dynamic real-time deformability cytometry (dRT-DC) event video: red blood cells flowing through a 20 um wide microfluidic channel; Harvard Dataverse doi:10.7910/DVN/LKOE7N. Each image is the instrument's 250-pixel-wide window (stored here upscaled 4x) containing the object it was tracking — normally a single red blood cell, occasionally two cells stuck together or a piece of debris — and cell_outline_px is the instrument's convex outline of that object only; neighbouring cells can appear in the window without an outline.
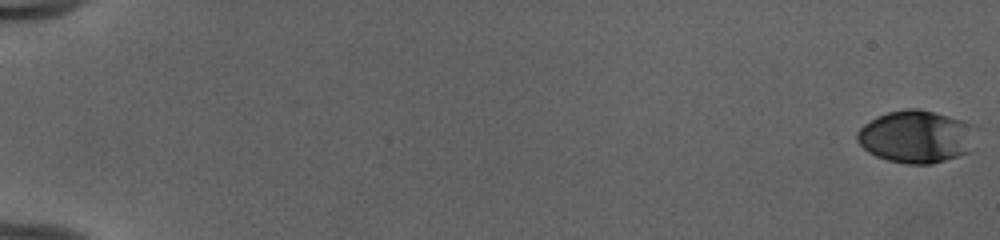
{"species": "human", "species_latin": "Homo sapiens", "temperature_condition": "cold", "stored_images_in_passage": 54, "camera_frame_rate_fps": 3000, "um_per_image_px": 0.085, "donor": {"sex": "female"}, "frame": {"image": 1, "passage_image": 1, "time_ms": 0.0, "image_size_px": [1000, 240], "cell_outline_px": [[976, 128], [972, 152], [932, 164], [908, 164], [888, 160], [876, 156], [868, 152], [856, 140], [856, 132], [864, 124], [876, 116], [888, 112], [908, 108], [920, 108], [948, 116], [972, 124]], "centroid_in_image_um": [77.9, 11.62], "position_along_channel_um": 7.1, "area_um2": 36.76}}
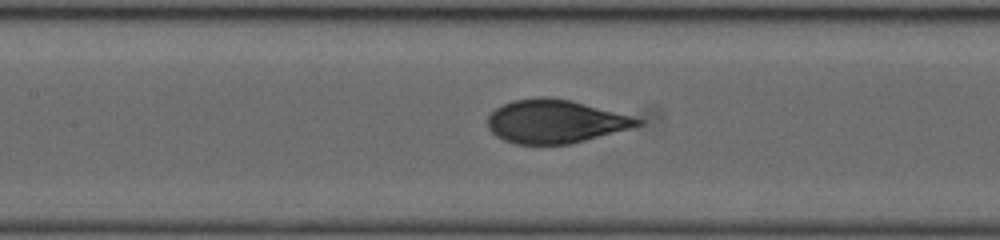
{"frame": {"image": 2, "passage_image": 28, "time_ms": 9.0, "image_size_px": [1000, 240], "cell_outline_px": [[644, 120], [640, 124], [628, 128], [584, 140], [568, 144], [516, 144], [504, 140], [496, 136], [488, 128], [488, 116], [496, 108], [512, 100], [540, 96], [548, 96], [572, 100]], "centroid_in_image_um": [47.12, 10.3], "position_along_channel_um": 160.3, "area_um2": 37.4}}
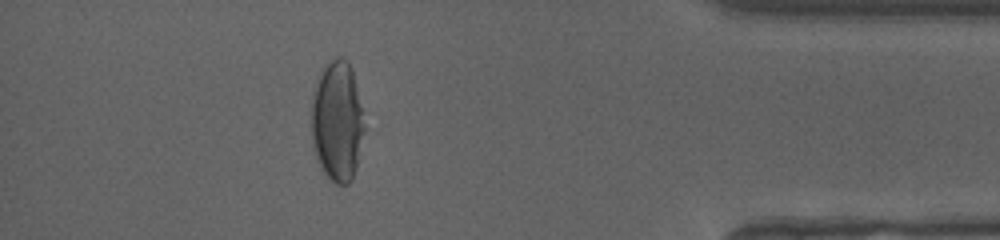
{"frame": {"image": 3, "passage_image": 49, "time_ms": 16.0, "image_size_px": [1000, 240], "cell_outline_px": [[364, 132], [356, 168], [352, 180], [348, 184], [336, 184], [320, 168], [312, 148], [312, 96], [316, 80], [324, 64], [336, 56], [340, 56], [348, 60], [352, 68], [364, 124]], "centroid_in_image_um": [28.64, 10.29], "position_along_channel_um": 406.6, "area_um2": 37.34}, "authors_computed_cell_mechanics": {"area_um2": 37.8301, "velocity_mm_per_s": 3.9833, "shape_relaxation_time_tau1_ms": 4.9626, "shape_relaxation_time_tau2_ms": null, "deformation_change_tau1": 0.2121, "deformation_change_tau2": null}}